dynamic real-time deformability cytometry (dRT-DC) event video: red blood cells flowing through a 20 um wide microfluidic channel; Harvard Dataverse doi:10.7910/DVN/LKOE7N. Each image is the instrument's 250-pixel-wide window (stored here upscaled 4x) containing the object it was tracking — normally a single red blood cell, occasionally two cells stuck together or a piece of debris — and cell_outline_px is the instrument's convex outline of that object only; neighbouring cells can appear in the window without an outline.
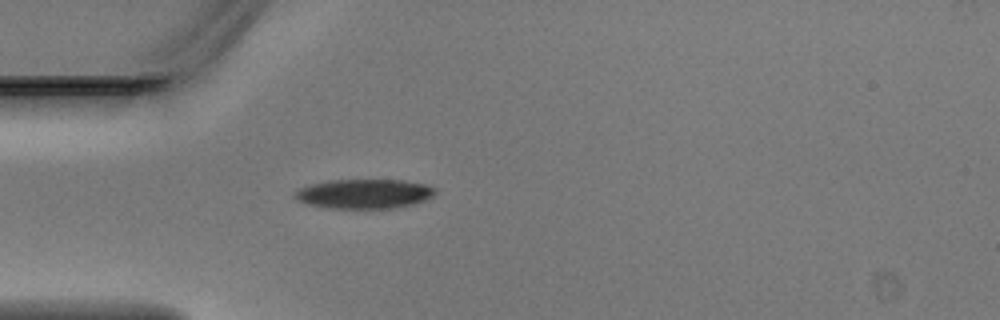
{"species": "Egyptian fruit bat (a non-hibernating species)", "species_latin": "Rousettus aegyptiacus", "temperature_condition": "warm", "stored_images_in_passage": 2, "camera_frame_rate_fps": 3000, "um_per_image_px": 0.085, "animal": {"sex": "male"}, "frame": {"image": 1, "passage_image": 2, "time_ms": 0.333, "image_size_px": [1000, 320], "cell_outline_px": [[436, 192], [428, 200], [412, 204], [392, 208], [328, 208], [304, 204], [296, 200], [292, 196], [300, 188], [312, 184], [332, 180], [404, 180], [428, 184], [436, 188]], "centroid_in_image_um": [30.97, 16.47], "position_along_channel_um": 54.0, "area_um2": 24.28}}